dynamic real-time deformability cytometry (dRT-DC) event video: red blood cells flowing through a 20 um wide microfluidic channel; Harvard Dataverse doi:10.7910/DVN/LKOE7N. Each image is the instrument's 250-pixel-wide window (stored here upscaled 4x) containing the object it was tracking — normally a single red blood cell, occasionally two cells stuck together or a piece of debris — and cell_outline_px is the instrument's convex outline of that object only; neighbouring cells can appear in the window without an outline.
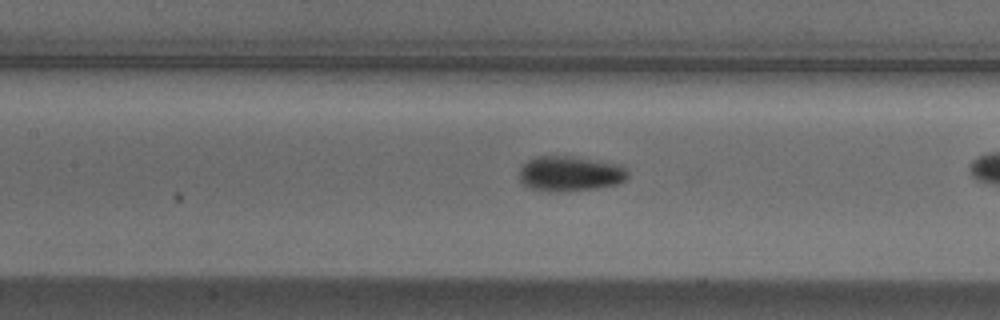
{"species": "Egyptian fruit bat (a non-hibernating species)", "species_latin": "Rousettus aegyptiacus", "temperature_condition": "cold", "stored_images_in_passage": 40, "camera_frame_rate_fps": 3000, "um_per_image_px": 0.085, "animal": {"sex": "male"}, "frame": {"image": 1, "passage_image": 23, "time_ms": 7.333, "image_size_px": [1000, 320], "cell_outline_px": [[628, 176], [624, 180], [616, 184], [596, 188], [548, 192], [528, 188], [520, 180], [520, 168], [528, 160], [536, 156], [568, 156], [624, 164], [628, 172]], "centroid_in_image_um": [48.46, 14.75], "position_along_channel_um": 158.9, "area_um2": 22.25}}
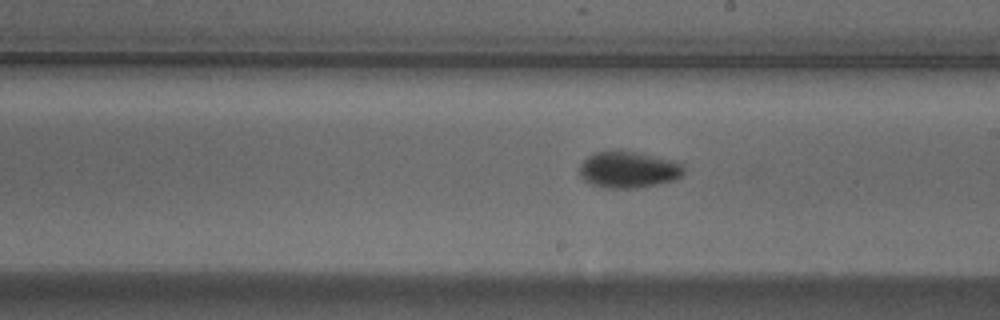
{"frame": {"image": 2, "passage_image": 29, "time_ms": 9.333, "image_size_px": [1000, 320], "cell_outline_px": [[684, 172], [680, 176], [672, 180], [656, 184], [636, 188], [604, 188], [592, 184], [584, 180], [580, 176], [580, 164], [588, 156], [596, 152], [632, 152], [672, 160], [680, 164], [684, 168]], "centroid_in_image_um": [53.38, 14.45], "position_along_channel_um": 235.6, "area_um2": 21.56}}